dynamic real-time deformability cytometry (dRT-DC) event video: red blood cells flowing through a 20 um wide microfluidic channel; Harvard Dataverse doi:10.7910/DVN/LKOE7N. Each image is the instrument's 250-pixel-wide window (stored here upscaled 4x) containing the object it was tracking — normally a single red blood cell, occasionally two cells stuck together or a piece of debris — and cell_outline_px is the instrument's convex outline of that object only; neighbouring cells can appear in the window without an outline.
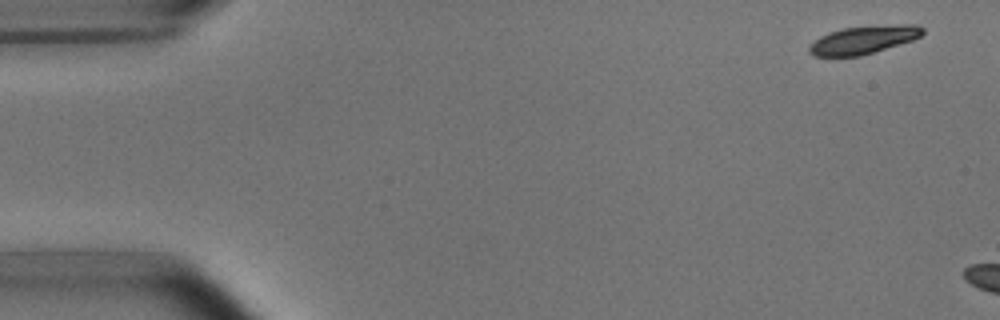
{"species": "common noctule bat (a hibernating species)", "species_latin": "Nyctalus noctula", "temperature_condition": "room temperature", "stored_images_in_passage": 2, "camera_frame_rate_fps": 3000, "um_per_image_px": 0.085, "animal": {"sex": "male", "body_mass_g": 15.6}, "frame": {"image": 1, "passage_image": 1, "time_ms": 0.0, "image_size_px": [1000, 320], "cell_outline_px": [[924, 32], [920, 36], [912, 40], [860, 56], [812, 56], [808, 52], [808, 48], [820, 36], [828, 32], [844, 28], [900, 24], [916, 24], [924, 28]], "centroid_in_image_um": [73.39, 3.38], "position_along_channel_um": 11.6, "area_um2": 18.32}}